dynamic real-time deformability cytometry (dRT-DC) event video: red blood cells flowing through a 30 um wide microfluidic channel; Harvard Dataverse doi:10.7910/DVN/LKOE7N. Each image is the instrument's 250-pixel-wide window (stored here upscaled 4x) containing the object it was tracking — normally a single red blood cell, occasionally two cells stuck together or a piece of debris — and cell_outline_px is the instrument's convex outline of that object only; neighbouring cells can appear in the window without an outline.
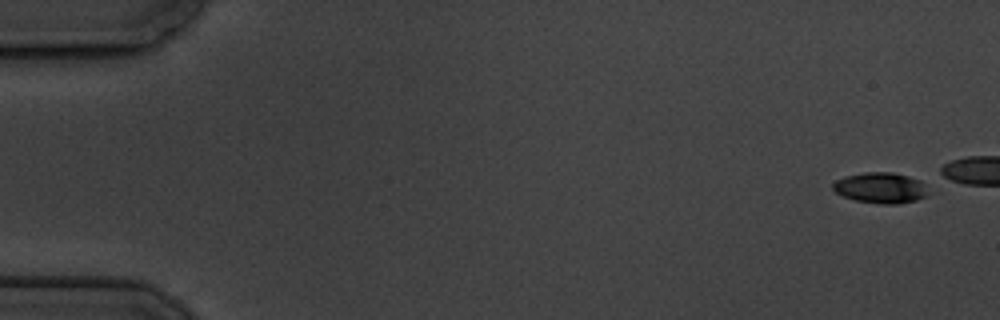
{"species": "common noctule bat (a hibernating species)", "species_latin": "Nyctalus noctula", "temperature_condition": "cold", "stored_images_in_passage": 6, "camera_frame_rate_fps": 3000, "um_per_image_px": 0.085, "animal": {"sex": "male", "body_mass_g": 19.5, "forearm_length_mm": 54.6}, "frame": {"image": 1, "passage_image": 1, "time_ms": 0.0, "image_size_px": [1000, 320], "cell_outline_px": [[924, 196], [916, 200], [896, 204], [880, 204], [856, 200], [844, 196], [836, 192], [832, 188], [832, 184], [836, 180], [844, 176], [864, 172], [892, 172], [908, 176], [920, 180], [924, 184]], "centroid_in_image_um": [74.79, 15.95], "position_along_channel_um": 10.2, "area_um2": 16.82}}